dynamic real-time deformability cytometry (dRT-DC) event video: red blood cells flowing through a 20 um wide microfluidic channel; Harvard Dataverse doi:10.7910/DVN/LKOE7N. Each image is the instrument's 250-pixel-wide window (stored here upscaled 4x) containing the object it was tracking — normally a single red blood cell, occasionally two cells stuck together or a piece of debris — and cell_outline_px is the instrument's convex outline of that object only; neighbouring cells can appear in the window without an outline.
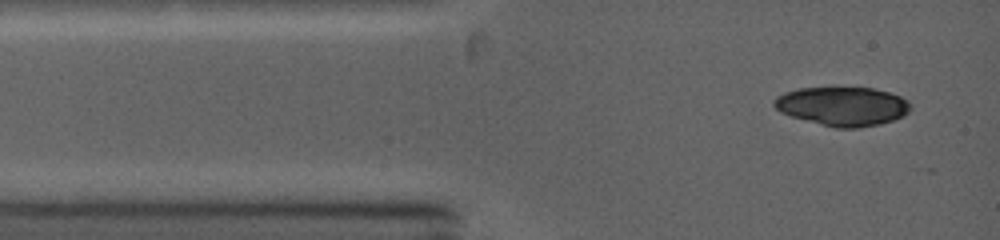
{"species": "common noctule bat (a hibernating species)", "species_latin": "Nyctalus noctula", "temperature_condition": "warm", "stored_images_in_passage": 3, "camera_frame_rate_fps": 5000, "um_per_image_px": 0.085, "animal": {"sex": "female", "body_mass_g": 19.0, "forearm_length_mm": 53.3}, "frame": {"image": 1, "passage_image": 1, "time_ms": 0.0, "image_size_px": [1000, 240], "cell_outline_px": [[912, 108], [904, 116], [880, 124], [856, 128], [836, 128], [792, 116], [780, 112], [772, 104], [772, 100], [776, 96], [784, 92], [800, 88], [836, 84], [872, 88], [888, 92], [900, 96], [908, 100], [912, 104]], "centroid_in_image_um": [71.61, 8.97], "position_along_channel_um": 13.4, "area_um2": 31.96}}